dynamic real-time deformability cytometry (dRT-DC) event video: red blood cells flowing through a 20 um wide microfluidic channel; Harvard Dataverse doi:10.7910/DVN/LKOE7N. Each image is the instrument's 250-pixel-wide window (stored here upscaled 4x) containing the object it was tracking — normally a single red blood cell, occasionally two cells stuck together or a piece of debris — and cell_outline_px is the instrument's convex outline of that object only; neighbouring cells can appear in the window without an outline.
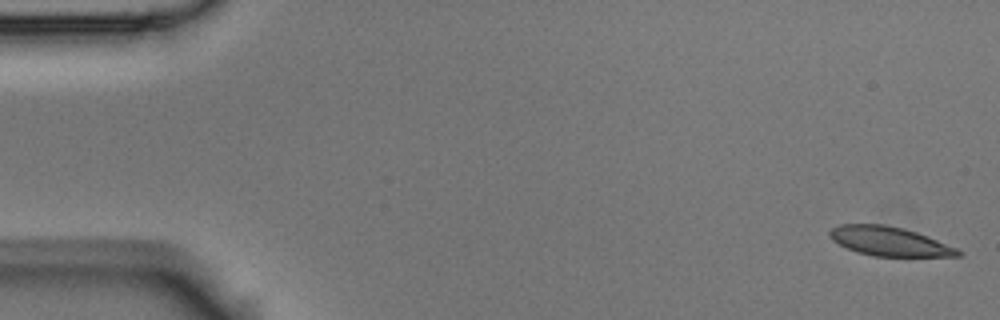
{"species": "Egyptian fruit bat (a non-hibernating species)", "species_latin": "Rousettus aegyptiacus", "temperature_condition": "room temperature", "stored_images_in_passage": 3, "camera_frame_rate_fps": 3000, "um_per_image_px": 0.085, "animal": {"sex": "male"}, "frame": {"image": 1, "passage_image": 1, "time_ms": 0.0, "image_size_px": [1000, 320], "cell_outline_px": [[964, 252], [960, 256], [872, 256], [856, 252], [832, 240], [828, 236], [828, 232], [832, 228], [840, 224], [884, 224], [904, 228], [928, 236], [956, 248]], "centroid_in_image_um": [75.58, 20.51], "position_along_channel_um": 9.4, "area_um2": 21.79}}